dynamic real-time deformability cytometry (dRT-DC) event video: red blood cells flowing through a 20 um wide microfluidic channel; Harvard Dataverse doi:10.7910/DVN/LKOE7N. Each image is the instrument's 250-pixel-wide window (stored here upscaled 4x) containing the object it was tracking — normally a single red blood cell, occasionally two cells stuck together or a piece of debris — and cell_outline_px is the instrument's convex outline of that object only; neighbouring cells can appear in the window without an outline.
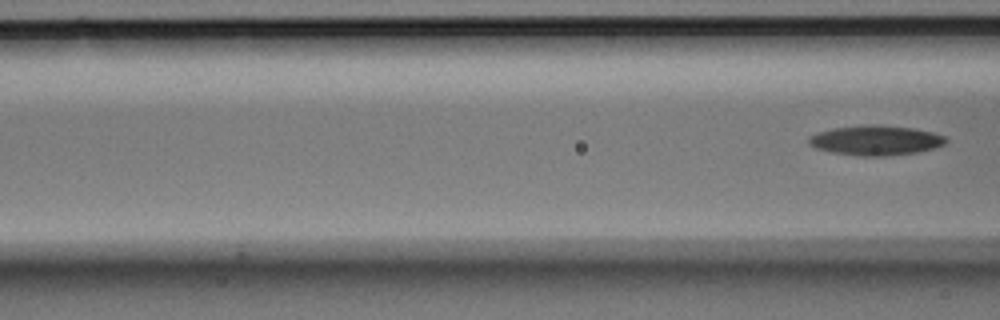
{"species": "Egyptian fruit bat (a non-hibernating species)", "species_latin": "Rousettus aegyptiacus", "temperature_condition": "room temperature", "stored_images_in_passage": 7, "segment_of_instrument_passage": [2, 2], "camera_frame_rate_fps": 3000, "um_per_image_px": 0.085, "animal": {"sex": "male"}, "frame": {"image": 1, "passage_image": 7, "time_ms": 2.0, "image_size_px": [1000, 320], "cell_outline_px": [[948, 140], [944, 144], [936, 148], [916, 152], [884, 156], [860, 156], [832, 152], [816, 148], [808, 144], [808, 136], [832, 128], [872, 124], [876, 124], [912, 128], [932, 132], [944, 136]], "centroid_in_image_um": [74.43, 11.93], "position_along_channel_um": 92.2, "area_um2": 23.76}}